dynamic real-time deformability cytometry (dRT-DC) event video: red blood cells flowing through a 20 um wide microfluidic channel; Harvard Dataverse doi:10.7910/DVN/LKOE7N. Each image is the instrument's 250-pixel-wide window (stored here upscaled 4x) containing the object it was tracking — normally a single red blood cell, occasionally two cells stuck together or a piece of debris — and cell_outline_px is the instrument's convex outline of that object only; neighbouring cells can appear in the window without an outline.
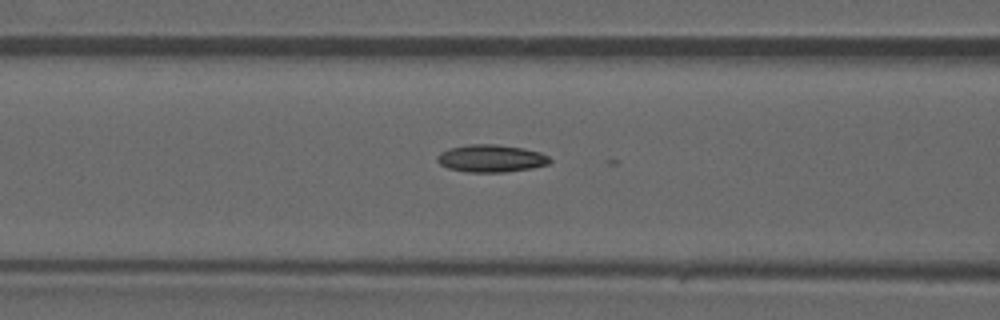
{"species": "common noctule bat (a hibernating species)", "species_latin": "Nyctalus noctula", "temperature_condition": "warm", "stored_images_in_passage": 45, "camera_frame_rate_fps": 3000, "um_per_image_px": 0.085, "animal": {"sex": "male", "forearm_length_mm": 52.5}, "frame": {"image": 1, "passage_image": 18, "time_ms": 5.667, "image_size_px": [1000, 320], "cell_outline_px": [[552, 160], [548, 164], [532, 168], [504, 172], [468, 172], [448, 168], [440, 164], [436, 160], [436, 156], [440, 152], [448, 148], [468, 144], [496, 144], [520, 148], [540, 152], [548, 156]], "centroid_in_image_um": [41.71, 13.46], "position_along_channel_um": 124.9, "area_um2": 18.03}}